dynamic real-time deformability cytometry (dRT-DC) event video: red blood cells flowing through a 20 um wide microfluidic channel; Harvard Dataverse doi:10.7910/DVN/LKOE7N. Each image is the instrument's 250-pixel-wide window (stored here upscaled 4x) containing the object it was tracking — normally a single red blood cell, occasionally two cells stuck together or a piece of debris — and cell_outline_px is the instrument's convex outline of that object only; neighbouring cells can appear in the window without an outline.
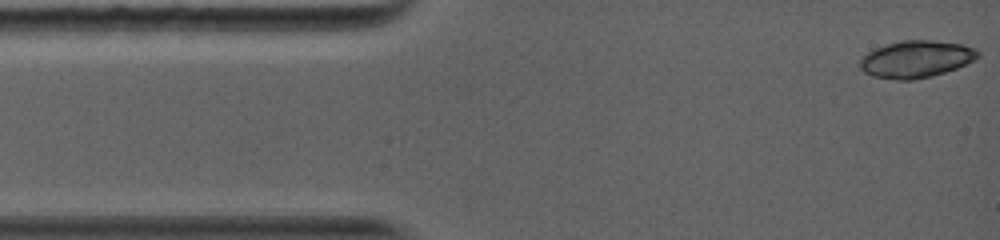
{"species": "common noctule bat (a hibernating species)", "species_latin": "Nyctalus noctula", "temperature_condition": "warm", "stored_images_in_passage": 5, "camera_frame_rate_fps": 5000, "um_per_image_px": 0.085, "animal": {"sex": "female", "body_mass_g": 19.0, "forearm_length_mm": 56.7}, "frame": {"image": 1, "passage_image": 1, "time_ms": 0.0, "image_size_px": [1000, 240], "cell_outline_px": [[980, 56], [956, 68], [932, 76], [912, 80], [896, 80], [872, 76], [864, 72], [860, 68], [860, 60], [868, 52], [876, 48], [900, 40], [932, 40], [964, 44], [976, 48], [980, 52]], "centroid_in_image_um": [77.88, 5.02], "position_along_channel_um": 7.1, "area_um2": 25.43}}
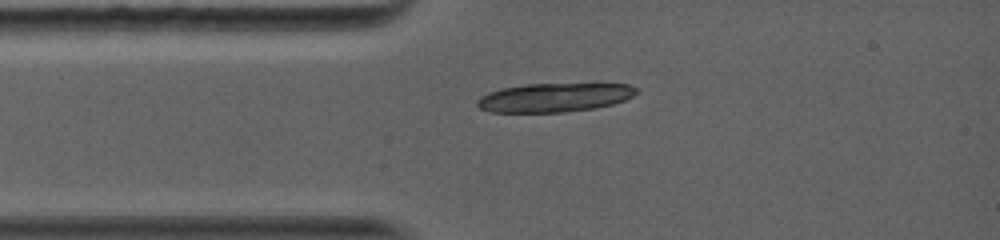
{"frame": {"image": 2, "passage_image": 5, "time_ms": 2.4, "image_size_px": [1000, 240], "cell_outline_px": [[640, 92], [624, 100], [612, 104], [596, 108], [564, 112], [488, 112], [480, 108], [476, 104], [476, 100], [480, 96], [488, 92], [500, 88], [524, 84], [596, 80], [628, 84], [640, 88]], "centroid_in_image_um": [47.24, 8.22], "position_along_channel_um": 37.8, "area_um2": 28.5}}